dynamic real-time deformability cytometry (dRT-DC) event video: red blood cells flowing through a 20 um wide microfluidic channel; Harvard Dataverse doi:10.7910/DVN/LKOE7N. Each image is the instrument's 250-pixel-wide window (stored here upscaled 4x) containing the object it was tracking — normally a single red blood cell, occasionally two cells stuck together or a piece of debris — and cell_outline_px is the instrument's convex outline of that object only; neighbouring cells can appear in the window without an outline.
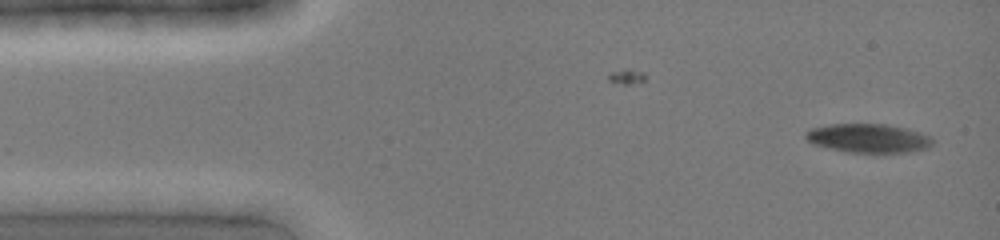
{"species": "common noctule bat (a hibernating species)", "species_latin": "Nyctalus noctula", "temperature_condition": "cold", "stored_images_in_passage": 3, "camera_frame_rate_fps": 3000, "um_per_image_px": 0.085, "animal": {"sex": "female", "body_mass_g": 19.0, "forearm_length_mm": 51.5}, "frame": {"image": 1, "passage_image": 1, "time_ms": 0.0, "image_size_px": [1000, 240], "cell_outline_px": [[936, 140], [928, 148], [908, 152], [844, 152], [812, 144], [804, 136], [804, 132], [812, 128], [828, 124], [884, 124], [908, 128], [932, 136]], "centroid_in_image_um": [73.83, 11.74], "position_along_channel_um": 11.2, "area_um2": 21.62}}